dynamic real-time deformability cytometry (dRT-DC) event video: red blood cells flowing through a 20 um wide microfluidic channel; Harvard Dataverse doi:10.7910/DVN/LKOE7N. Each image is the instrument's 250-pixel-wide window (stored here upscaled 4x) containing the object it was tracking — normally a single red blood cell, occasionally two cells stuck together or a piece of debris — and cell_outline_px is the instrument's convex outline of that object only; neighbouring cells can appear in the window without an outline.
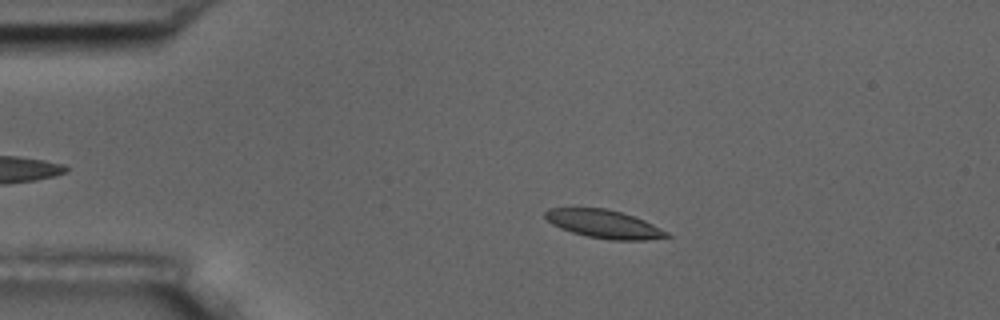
{"species": "common noctule bat (a hibernating species)", "species_latin": "Nyctalus noctula", "temperature_condition": "room temperature", "stored_images_in_passage": 55, "camera_frame_rate_fps": 3000, "um_per_image_px": 0.085, "animal": {"sex": "male", "body_mass_g": 17.5, "forearm_length_mm": 52.3}, "frame": {"image": 1, "passage_image": 11, "time_ms": 3.333, "image_size_px": [1000, 320], "cell_outline_px": [[672, 236], [644, 240], [612, 240], [588, 236], [572, 232], [560, 228], [552, 224], [544, 216], [544, 212], [548, 208], [604, 208], [620, 212], [644, 220], [668, 232]], "centroid_in_image_um": [51.32, 19.04], "position_along_channel_um": 33.7, "area_um2": 19.77}}
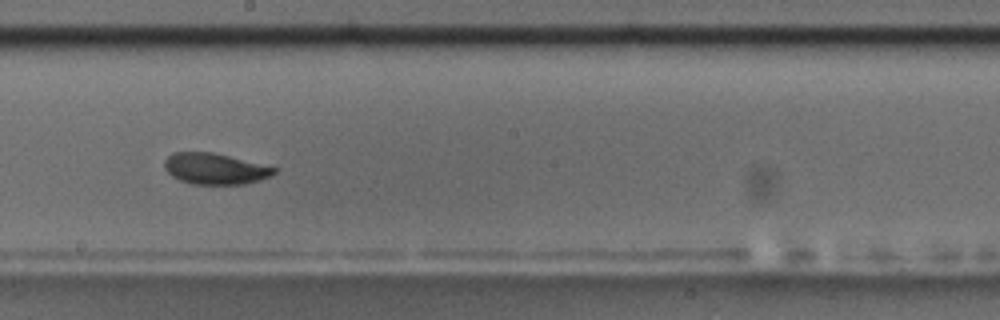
{"frame": {"image": 2, "passage_image": 31, "time_ms": 10.0, "image_size_px": [1000, 320], "cell_outline_px": [[276, 172], [272, 176], [260, 180], [244, 184], [192, 184], [180, 180], [172, 176], [164, 168], [164, 160], [172, 152], [212, 152], [276, 168]], "centroid_in_image_um": [18.24, 14.35], "position_along_channel_um": 230.0, "area_um2": 19.71}}
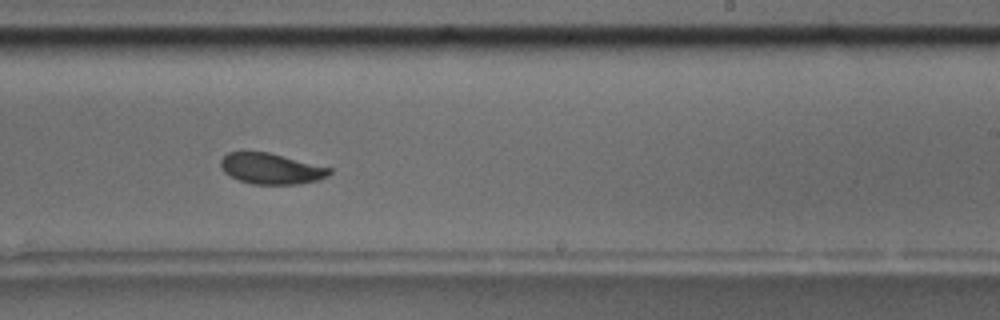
{"frame": {"image": 3, "passage_image": 34, "time_ms": 11.0, "image_size_px": [1000, 320], "cell_outline_px": [[332, 172], [328, 176], [320, 180], [296, 184], [252, 184], [240, 180], [224, 172], [220, 168], [220, 160], [228, 152], [268, 152], [332, 168]], "centroid_in_image_um": [23.06, 14.34], "position_along_channel_um": 265.9, "area_um2": 19.48}, "authors_computed_cell_mechanics": {"area_um2": 20.0566, "velocity_mm_per_s": 3.6049, "shape_relaxation_time_tau1_ms": 2.8659, "shape_relaxation_time_tau2_ms": 2.4441, "deformation_change_tau1": 0.0998, "deformation_change_tau2": 0.0651}}